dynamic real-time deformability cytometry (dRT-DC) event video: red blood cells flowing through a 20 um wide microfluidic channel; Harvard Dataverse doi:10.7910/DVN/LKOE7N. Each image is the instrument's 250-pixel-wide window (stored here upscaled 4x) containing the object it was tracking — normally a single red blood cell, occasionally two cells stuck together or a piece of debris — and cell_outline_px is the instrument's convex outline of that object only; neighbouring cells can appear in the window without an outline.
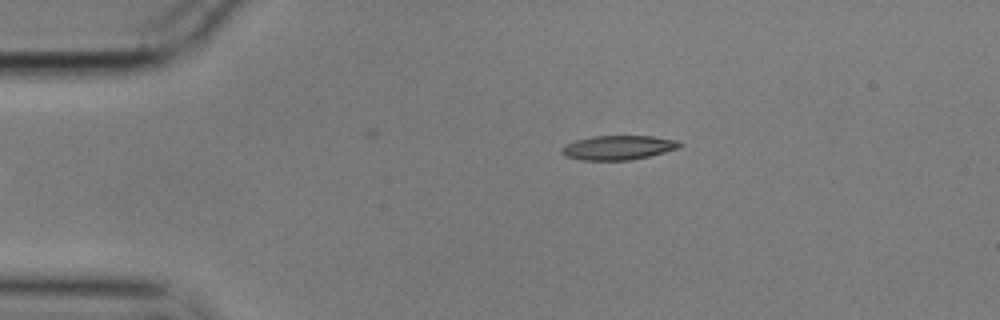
{"species": "common noctule bat (a hibernating species)", "species_latin": "Nyctalus noctula", "temperature_condition": "cold", "stored_images_in_passage": 46, "camera_frame_rate_fps": 3000, "um_per_image_px": 0.085, "animal": {"sex": "male", "body_mass_g": 17.9}, "frame": {"image": 1, "passage_image": 1, "time_ms": 0.0, "image_size_px": [1000, 320], "cell_outline_px": [[684, 144], [680, 148], [648, 156], [628, 160], [580, 160], [564, 156], [560, 152], [560, 148], [564, 144], [576, 140], [592, 136], [652, 136], [676, 140]], "centroid_in_image_um": [52.51, 12.54], "position_along_channel_um": 32.5, "area_um2": 16.82}}
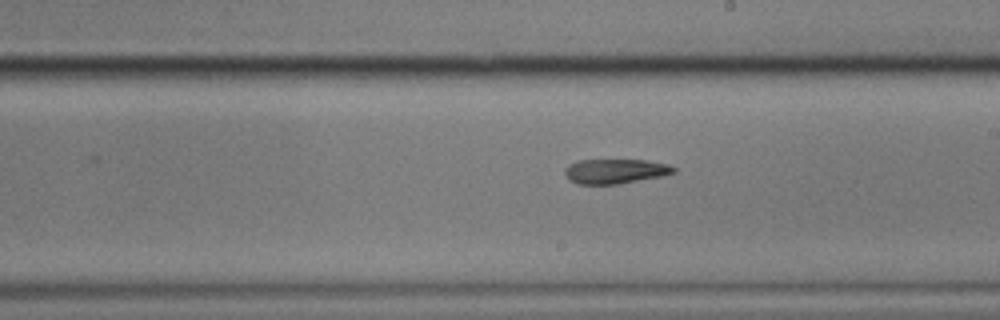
{"frame": {"image": 2, "passage_image": 22, "time_ms": 7.0, "image_size_px": [1000, 320], "cell_outline_px": [[676, 172], [664, 176], [620, 184], [576, 184], [568, 180], [564, 176], [564, 168], [568, 164], [576, 160], [648, 160], [668, 164], [676, 168]], "centroid_in_image_um": [52.27, 14.56], "position_along_channel_um": 236.7, "area_um2": 16.07}}
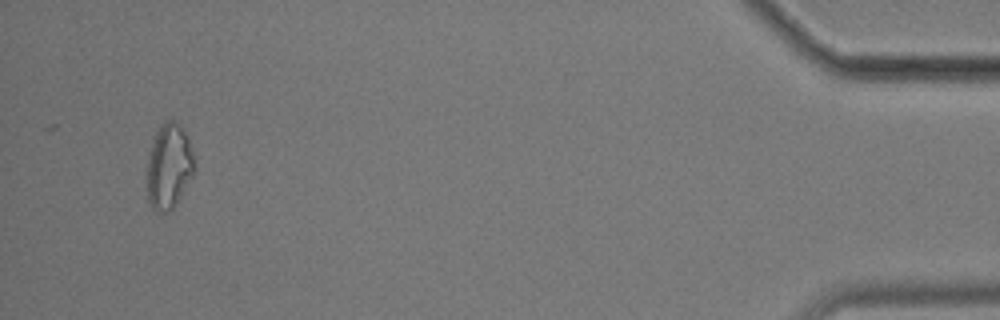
{"frame": {"image": 3, "passage_image": 44, "time_ms": 14.333, "image_size_px": [1000, 320], "cell_outline_px": [[196, 168], [172, 208], [160, 216], [152, 208], [148, 200], [148, 160], [152, 144], [156, 132], [160, 124], [164, 120], [176, 120], [180, 124], [188, 136]], "centroid_in_image_um": [14.36, 14.1], "position_along_channel_um": 420.8, "area_um2": 23.29}}